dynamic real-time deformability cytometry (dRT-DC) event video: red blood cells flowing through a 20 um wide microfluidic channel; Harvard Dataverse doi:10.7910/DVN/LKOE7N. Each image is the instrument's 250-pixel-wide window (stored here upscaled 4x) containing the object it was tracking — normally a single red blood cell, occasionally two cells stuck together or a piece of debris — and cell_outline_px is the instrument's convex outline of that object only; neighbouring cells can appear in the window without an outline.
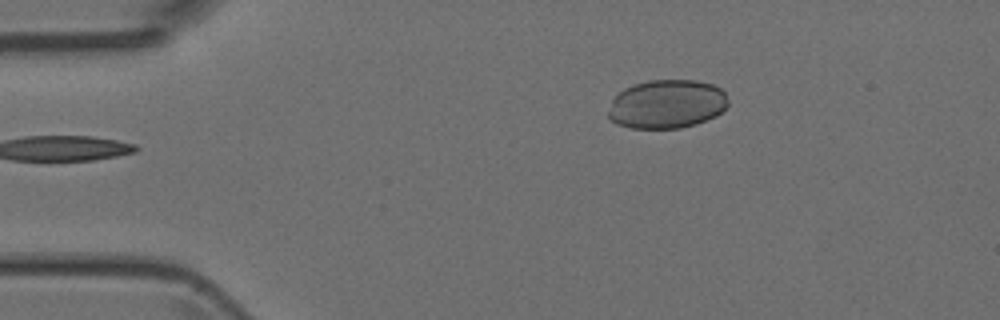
{"species": "Egyptian fruit bat (a non-hibernating species)", "species_latin": "Rousettus aegyptiacus", "temperature_condition": "room temperature", "stored_images_in_passage": 5, "camera_frame_rate_fps": 3000, "um_per_image_px": 0.085, "animal": {"sex": "female"}, "frame": {"image": 1, "passage_image": 5, "time_ms": 4.667, "image_size_px": [1000, 320], "cell_outline_px": [[728, 104], [716, 116], [696, 124], [680, 128], [628, 128], [616, 124], [608, 120], [608, 112], [612, 100], [624, 88], [648, 80], [696, 80], [712, 84], [720, 88], [724, 92], [728, 100]], "centroid_in_image_um": [56.66, 8.86], "position_along_channel_um": 28.3, "area_um2": 34.16}}